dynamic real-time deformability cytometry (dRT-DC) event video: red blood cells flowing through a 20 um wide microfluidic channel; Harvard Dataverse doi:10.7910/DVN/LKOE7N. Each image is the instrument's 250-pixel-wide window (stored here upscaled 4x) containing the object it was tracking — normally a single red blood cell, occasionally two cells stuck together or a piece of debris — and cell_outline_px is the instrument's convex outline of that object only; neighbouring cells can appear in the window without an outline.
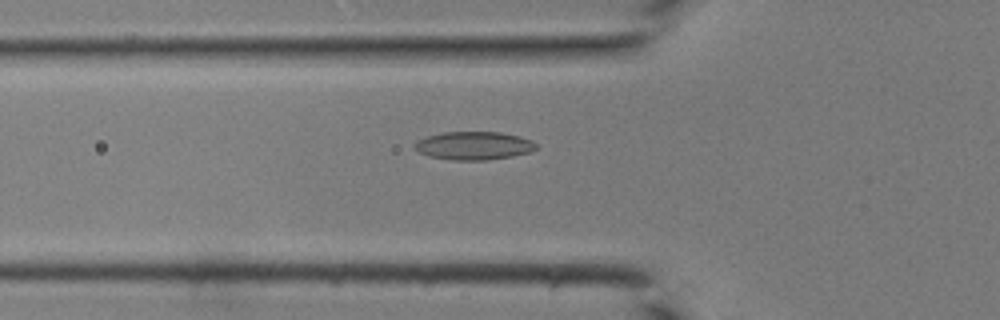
{"species": "common noctule bat (a hibernating species)", "species_latin": "Nyctalus noctula", "temperature_condition": "room temperature", "stored_images_in_passage": 29, "camera_frame_rate_fps": 3000, "um_per_image_px": 0.085, "animal": {"sex": "male", "body_mass_g": 19.0, "forearm_length_mm": 50.8}, "frame": {"image": 1, "passage_image": 2, "time_ms": 0.333, "image_size_px": [1000, 320], "cell_outline_px": [[536, 148], [528, 152], [512, 156], [484, 160], [456, 160], [428, 156], [412, 148], [412, 144], [416, 140], [428, 136], [444, 132], [500, 132], [520, 136], [532, 140], [536, 144]], "centroid_in_image_um": [40.23, 12.37], "position_along_channel_um": 85.6, "area_um2": 19.94}}
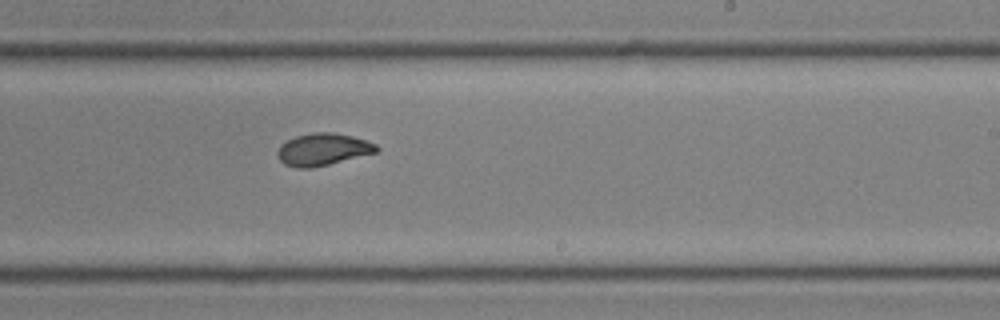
{"frame": {"image": 2, "passage_image": 13, "time_ms": 4.0, "image_size_px": [1000, 320], "cell_outline_px": [[380, 148], [376, 152], [312, 168], [296, 168], [284, 164], [280, 160], [276, 152], [280, 144], [296, 136], [312, 132], [332, 132], [352, 136], [376, 144]], "centroid_in_image_um": [27.41, 12.7], "position_along_channel_um": 261.6, "area_um2": 18.44}}
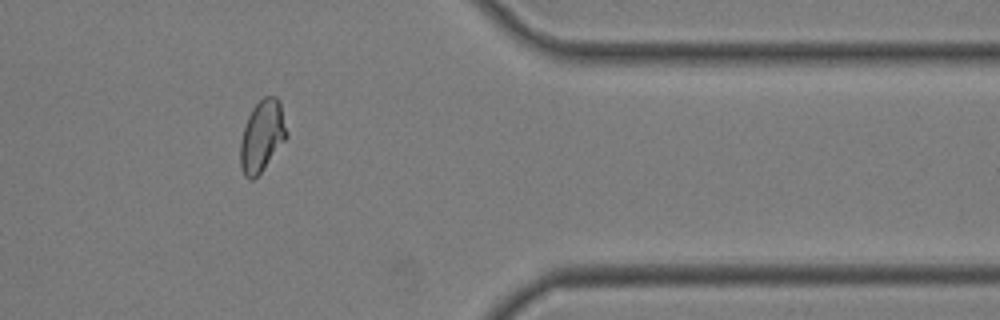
{"frame": {"image": 3, "passage_image": 22, "time_ms": 7.0, "image_size_px": [1000, 320], "cell_outline_px": [[288, 136], [260, 172], [252, 180], [248, 180], [244, 176], [240, 164], [240, 140], [248, 116], [252, 108], [264, 96], [276, 96], [280, 100], [288, 132]], "centroid_in_image_um": [22.28, 11.53], "position_along_channel_um": 389.1, "area_um2": 19.25}}